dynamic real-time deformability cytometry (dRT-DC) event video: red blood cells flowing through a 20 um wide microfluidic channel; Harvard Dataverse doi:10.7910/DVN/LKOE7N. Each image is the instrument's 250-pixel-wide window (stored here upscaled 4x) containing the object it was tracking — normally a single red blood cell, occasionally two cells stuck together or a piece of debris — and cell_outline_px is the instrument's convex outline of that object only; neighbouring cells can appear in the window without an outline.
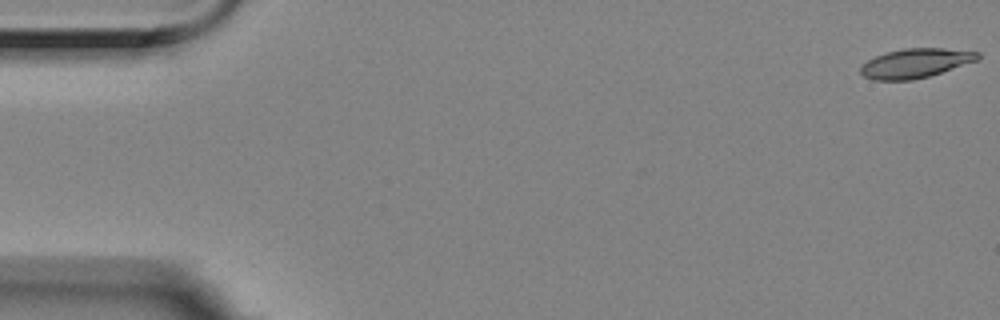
{"species": "Egyptian fruit bat (a non-hibernating species)", "species_latin": "Rousettus aegyptiacus", "temperature_condition": "room temperature", "stored_images_in_passage": 57, "camera_frame_rate_fps": 3000, "um_per_image_px": 0.085, "animal": {"sex": "female"}, "frame": {"image": 1, "passage_image": 1, "time_ms": 0.0, "image_size_px": [1000, 320], "cell_outline_px": [[980, 56], [976, 60], [928, 76], [912, 80], [872, 80], [864, 76], [860, 72], [860, 64], [884, 52], [904, 48], [944, 48], [980, 52]], "centroid_in_image_um": [77.75, 5.36], "position_along_channel_um": 7.3, "area_um2": 19.88}}
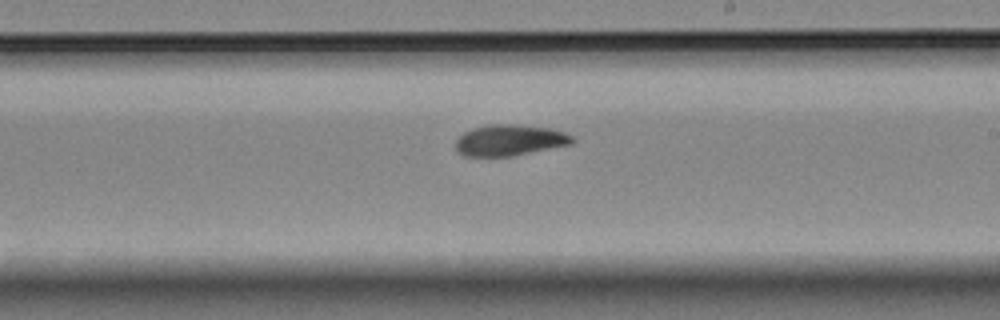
{"frame": {"image": 2, "passage_image": 33, "time_ms": 10.667, "image_size_px": [1000, 320], "cell_outline_px": [[576, 140], [572, 144], [512, 156], [464, 156], [456, 152], [456, 140], [464, 132], [472, 128], [488, 124], [516, 124], [548, 128], [564, 132], [572, 136]], "centroid_in_image_um": [43.31, 11.92], "position_along_channel_um": 245.7, "area_um2": 21.21}}
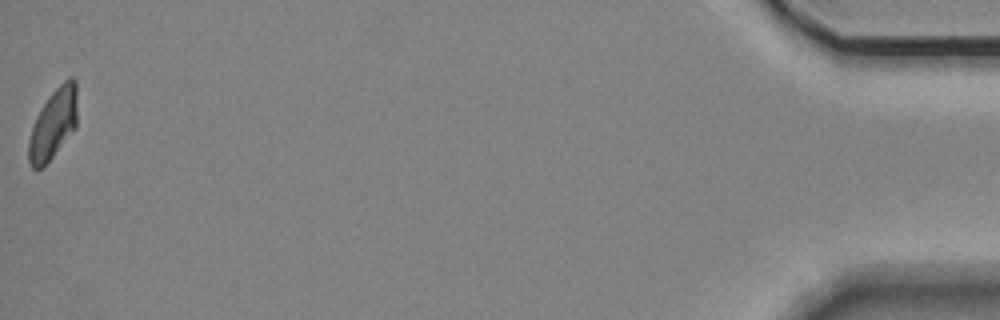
{"frame": {"image": 3, "passage_image": 57, "time_ms": 18.667, "image_size_px": [1000, 320], "cell_outline_px": [[76, 128], [44, 168], [32, 168], [28, 160], [28, 140], [36, 116], [40, 108], [52, 92], [68, 76], [72, 76], [76, 80]], "centroid_in_image_um": [4.52, 10.55], "position_along_channel_um": 430.7, "area_um2": 20.06}, "authors_computed_cell_mechanics": {"area_um2": 20.9814, "velocity_mm_per_s": 3.5119, "shape_relaxation_time_tau1_ms": 6.7748, "shape_relaxation_time_tau2_ms": 7.0755, "deformation_change_tau1": 0.1913, "deformation_change_tau2": 0.1243}}